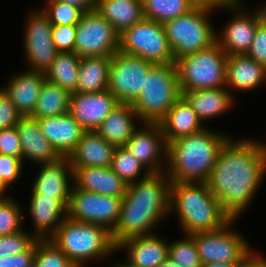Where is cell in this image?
<instances>
[{
    "label": "cell",
    "instance_id": "9",
    "mask_svg": "<svg viewBox=\"0 0 266 267\" xmlns=\"http://www.w3.org/2000/svg\"><path fill=\"white\" fill-rule=\"evenodd\" d=\"M119 51L153 64L175 63L163 24L145 18L120 34Z\"/></svg>",
    "mask_w": 266,
    "mask_h": 267
},
{
    "label": "cell",
    "instance_id": "32",
    "mask_svg": "<svg viewBox=\"0 0 266 267\" xmlns=\"http://www.w3.org/2000/svg\"><path fill=\"white\" fill-rule=\"evenodd\" d=\"M71 93L45 79L33 113L35 119L64 115L70 109Z\"/></svg>",
    "mask_w": 266,
    "mask_h": 267
},
{
    "label": "cell",
    "instance_id": "34",
    "mask_svg": "<svg viewBox=\"0 0 266 267\" xmlns=\"http://www.w3.org/2000/svg\"><path fill=\"white\" fill-rule=\"evenodd\" d=\"M143 17L166 23L189 13L196 6L190 0H142Z\"/></svg>",
    "mask_w": 266,
    "mask_h": 267
},
{
    "label": "cell",
    "instance_id": "23",
    "mask_svg": "<svg viewBox=\"0 0 266 267\" xmlns=\"http://www.w3.org/2000/svg\"><path fill=\"white\" fill-rule=\"evenodd\" d=\"M41 132L62 156L68 157L85 130L68 112L64 115L37 119Z\"/></svg>",
    "mask_w": 266,
    "mask_h": 267
},
{
    "label": "cell",
    "instance_id": "18",
    "mask_svg": "<svg viewBox=\"0 0 266 267\" xmlns=\"http://www.w3.org/2000/svg\"><path fill=\"white\" fill-rule=\"evenodd\" d=\"M29 215L33 221V236L37 240L50 239L67 217L70 198H54L43 195H31Z\"/></svg>",
    "mask_w": 266,
    "mask_h": 267
},
{
    "label": "cell",
    "instance_id": "30",
    "mask_svg": "<svg viewBox=\"0 0 266 267\" xmlns=\"http://www.w3.org/2000/svg\"><path fill=\"white\" fill-rule=\"evenodd\" d=\"M96 11L119 34L144 18L142 0H97Z\"/></svg>",
    "mask_w": 266,
    "mask_h": 267
},
{
    "label": "cell",
    "instance_id": "35",
    "mask_svg": "<svg viewBox=\"0 0 266 267\" xmlns=\"http://www.w3.org/2000/svg\"><path fill=\"white\" fill-rule=\"evenodd\" d=\"M110 167L128 185L151 173L125 147H116Z\"/></svg>",
    "mask_w": 266,
    "mask_h": 267
},
{
    "label": "cell",
    "instance_id": "26",
    "mask_svg": "<svg viewBox=\"0 0 266 267\" xmlns=\"http://www.w3.org/2000/svg\"><path fill=\"white\" fill-rule=\"evenodd\" d=\"M181 94L202 123L233 110L236 101L226 87L181 91Z\"/></svg>",
    "mask_w": 266,
    "mask_h": 267
},
{
    "label": "cell",
    "instance_id": "54",
    "mask_svg": "<svg viewBox=\"0 0 266 267\" xmlns=\"http://www.w3.org/2000/svg\"><path fill=\"white\" fill-rule=\"evenodd\" d=\"M264 5V6H263ZM262 5V10H263V13H264V16H265V19H266V2Z\"/></svg>",
    "mask_w": 266,
    "mask_h": 267
},
{
    "label": "cell",
    "instance_id": "27",
    "mask_svg": "<svg viewBox=\"0 0 266 267\" xmlns=\"http://www.w3.org/2000/svg\"><path fill=\"white\" fill-rule=\"evenodd\" d=\"M115 149L96 131H85L68 159L71 167H110Z\"/></svg>",
    "mask_w": 266,
    "mask_h": 267
},
{
    "label": "cell",
    "instance_id": "28",
    "mask_svg": "<svg viewBox=\"0 0 266 267\" xmlns=\"http://www.w3.org/2000/svg\"><path fill=\"white\" fill-rule=\"evenodd\" d=\"M137 121L141 120L132 104L120 103L103 120L96 132L114 147H125L127 141L138 129L135 123Z\"/></svg>",
    "mask_w": 266,
    "mask_h": 267
},
{
    "label": "cell",
    "instance_id": "43",
    "mask_svg": "<svg viewBox=\"0 0 266 267\" xmlns=\"http://www.w3.org/2000/svg\"><path fill=\"white\" fill-rule=\"evenodd\" d=\"M246 55L266 68V19L257 26L254 39Z\"/></svg>",
    "mask_w": 266,
    "mask_h": 267
},
{
    "label": "cell",
    "instance_id": "12",
    "mask_svg": "<svg viewBox=\"0 0 266 267\" xmlns=\"http://www.w3.org/2000/svg\"><path fill=\"white\" fill-rule=\"evenodd\" d=\"M121 202L120 197L92 193L72 185L67 216L104 226L112 232L119 220Z\"/></svg>",
    "mask_w": 266,
    "mask_h": 267
},
{
    "label": "cell",
    "instance_id": "19",
    "mask_svg": "<svg viewBox=\"0 0 266 267\" xmlns=\"http://www.w3.org/2000/svg\"><path fill=\"white\" fill-rule=\"evenodd\" d=\"M39 165H41L39 174L32 184L31 195L70 198L73 169L68 157H61L56 162Z\"/></svg>",
    "mask_w": 266,
    "mask_h": 267
},
{
    "label": "cell",
    "instance_id": "8",
    "mask_svg": "<svg viewBox=\"0 0 266 267\" xmlns=\"http://www.w3.org/2000/svg\"><path fill=\"white\" fill-rule=\"evenodd\" d=\"M227 55L215 42L175 61L181 91L226 87Z\"/></svg>",
    "mask_w": 266,
    "mask_h": 267
},
{
    "label": "cell",
    "instance_id": "6",
    "mask_svg": "<svg viewBox=\"0 0 266 267\" xmlns=\"http://www.w3.org/2000/svg\"><path fill=\"white\" fill-rule=\"evenodd\" d=\"M181 96L175 63L154 64L132 107L142 123H159Z\"/></svg>",
    "mask_w": 266,
    "mask_h": 267
},
{
    "label": "cell",
    "instance_id": "17",
    "mask_svg": "<svg viewBox=\"0 0 266 267\" xmlns=\"http://www.w3.org/2000/svg\"><path fill=\"white\" fill-rule=\"evenodd\" d=\"M120 103L107 89L97 93H71L69 113L85 131H96Z\"/></svg>",
    "mask_w": 266,
    "mask_h": 267
},
{
    "label": "cell",
    "instance_id": "44",
    "mask_svg": "<svg viewBox=\"0 0 266 267\" xmlns=\"http://www.w3.org/2000/svg\"><path fill=\"white\" fill-rule=\"evenodd\" d=\"M0 154L22 159V149L16 126L0 130Z\"/></svg>",
    "mask_w": 266,
    "mask_h": 267
},
{
    "label": "cell",
    "instance_id": "4",
    "mask_svg": "<svg viewBox=\"0 0 266 267\" xmlns=\"http://www.w3.org/2000/svg\"><path fill=\"white\" fill-rule=\"evenodd\" d=\"M169 212L177 213L186 235L218 230L232 220L205 182H171Z\"/></svg>",
    "mask_w": 266,
    "mask_h": 267
},
{
    "label": "cell",
    "instance_id": "24",
    "mask_svg": "<svg viewBox=\"0 0 266 267\" xmlns=\"http://www.w3.org/2000/svg\"><path fill=\"white\" fill-rule=\"evenodd\" d=\"M44 81V73L26 69L22 73L13 75L8 84L1 89L22 116H30L35 109Z\"/></svg>",
    "mask_w": 266,
    "mask_h": 267
},
{
    "label": "cell",
    "instance_id": "10",
    "mask_svg": "<svg viewBox=\"0 0 266 267\" xmlns=\"http://www.w3.org/2000/svg\"><path fill=\"white\" fill-rule=\"evenodd\" d=\"M236 221L237 219H232L218 230L191 234L202 264L243 262L254 250L244 236L232 230Z\"/></svg>",
    "mask_w": 266,
    "mask_h": 267
},
{
    "label": "cell",
    "instance_id": "36",
    "mask_svg": "<svg viewBox=\"0 0 266 267\" xmlns=\"http://www.w3.org/2000/svg\"><path fill=\"white\" fill-rule=\"evenodd\" d=\"M168 257L180 267H202L195 240L184 234V239L168 241Z\"/></svg>",
    "mask_w": 266,
    "mask_h": 267
},
{
    "label": "cell",
    "instance_id": "25",
    "mask_svg": "<svg viewBox=\"0 0 266 267\" xmlns=\"http://www.w3.org/2000/svg\"><path fill=\"white\" fill-rule=\"evenodd\" d=\"M266 83V68L243 55H228L226 60V88L250 92Z\"/></svg>",
    "mask_w": 266,
    "mask_h": 267
},
{
    "label": "cell",
    "instance_id": "51",
    "mask_svg": "<svg viewBox=\"0 0 266 267\" xmlns=\"http://www.w3.org/2000/svg\"><path fill=\"white\" fill-rule=\"evenodd\" d=\"M8 187L0 180V201L6 200L11 196H7L5 192H7Z\"/></svg>",
    "mask_w": 266,
    "mask_h": 267
},
{
    "label": "cell",
    "instance_id": "11",
    "mask_svg": "<svg viewBox=\"0 0 266 267\" xmlns=\"http://www.w3.org/2000/svg\"><path fill=\"white\" fill-rule=\"evenodd\" d=\"M120 34L97 11L84 13L76 25L74 52L82 57H111L119 51Z\"/></svg>",
    "mask_w": 266,
    "mask_h": 267
},
{
    "label": "cell",
    "instance_id": "29",
    "mask_svg": "<svg viewBox=\"0 0 266 267\" xmlns=\"http://www.w3.org/2000/svg\"><path fill=\"white\" fill-rule=\"evenodd\" d=\"M166 144L183 136L201 131L205 126L189 103L181 96L159 122Z\"/></svg>",
    "mask_w": 266,
    "mask_h": 267
},
{
    "label": "cell",
    "instance_id": "40",
    "mask_svg": "<svg viewBox=\"0 0 266 267\" xmlns=\"http://www.w3.org/2000/svg\"><path fill=\"white\" fill-rule=\"evenodd\" d=\"M37 239L23 229L11 235L0 236V258L27 250Z\"/></svg>",
    "mask_w": 266,
    "mask_h": 267
},
{
    "label": "cell",
    "instance_id": "3",
    "mask_svg": "<svg viewBox=\"0 0 266 267\" xmlns=\"http://www.w3.org/2000/svg\"><path fill=\"white\" fill-rule=\"evenodd\" d=\"M230 138L203 128L167 144L165 174L171 182H207L218 153Z\"/></svg>",
    "mask_w": 266,
    "mask_h": 267
},
{
    "label": "cell",
    "instance_id": "31",
    "mask_svg": "<svg viewBox=\"0 0 266 267\" xmlns=\"http://www.w3.org/2000/svg\"><path fill=\"white\" fill-rule=\"evenodd\" d=\"M111 57H82L75 92L97 93L108 89Z\"/></svg>",
    "mask_w": 266,
    "mask_h": 267
},
{
    "label": "cell",
    "instance_id": "39",
    "mask_svg": "<svg viewBox=\"0 0 266 267\" xmlns=\"http://www.w3.org/2000/svg\"><path fill=\"white\" fill-rule=\"evenodd\" d=\"M23 222L22 208L13 197L0 201V236L11 235L23 230Z\"/></svg>",
    "mask_w": 266,
    "mask_h": 267
},
{
    "label": "cell",
    "instance_id": "52",
    "mask_svg": "<svg viewBox=\"0 0 266 267\" xmlns=\"http://www.w3.org/2000/svg\"><path fill=\"white\" fill-rule=\"evenodd\" d=\"M158 267H180L175 262H173L169 257Z\"/></svg>",
    "mask_w": 266,
    "mask_h": 267
},
{
    "label": "cell",
    "instance_id": "37",
    "mask_svg": "<svg viewBox=\"0 0 266 267\" xmlns=\"http://www.w3.org/2000/svg\"><path fill=\"white\" fill-rule=\"evenodd\" d=\"M33 267H78L51 240H36Z\"/></svg>",
    "mask_w": 266,
    "mask_h": 267
},
{
    "label": "cell",
    "instance_id": "13",
    "mask_svg": "<svg viewBox=\"0 0 266 267\" xmlns=\"http://www.w3.org/2000/svg\"><path fill=\"white\" fill-rule=\"evenodd\" d=\"M153 65L140 57L116 52L111 56L108 90L119 103L133 104L144 88L145 77Z\"/></svg>",
    "mask_w": 266,
    "mask_h": 267
},
{
    "label": "cell",
    "instance_id": "5",
    "mask_svg": "<svg viewBox=\"0 0 266 267\" xmlns=\"http://www.w3.org/2000/svg\"><path fill=\"white\" fill-rule=\"evenodd\" d=\"M49 240L78 267H83L86 262L94 259L106 260L117 252L111 231L106 227L76 221L68 216Z\"/></svg>",
    "mask_w": 266,
    "mask_h": 267
},
{
    "label": "cell",
    "instance_id": "38",
    "mask_svg": "<svg viewBox=\"0 0 266 267\" xmlns=\"http://www.w3.org/2000/svg\"><path fill=\"white\" fill-rule=\"evenodd\" d=\"M42 11L49 18L52 25H77L84 12L77 7L55 0H44Z\"/></svg>",
    "mask_w": 266,
    "mask_h": 267
},
{
    "label": "cell",
    "instance_id": "45",
    "mask_svg": "<svg viewBox=\"0 0 266 267\" xmlns=\"http://www.w3.org/2000/svg\"><path fill=\"white\" fill-rule=\"evenodd\" d=\"M23 116L0 88V130L14 127Z\"/></svg>",
    "mask_w": 266,
    "mask_h": 267
},
{
    "label": "cell",
    "instance_id": "49",
    "mask_svg": "<svg viewBox=\"0 0 266 267\" xmlns=\"http://www.w3.org/2000/svg\"><path fill=\"white\" fill-rule=\"evenodd\" d=\"M254 251L248 255L240 267H266V257H262L261 254Z\"/></svg>",
    "mask_w": 266,
    "mask_h": 267
},
{
    "label": "cell",
    "instance_id": "15",
    "mask_svg": "<svg viewBox=\"0 0 266 267\" xmlns=\"http://www.w3.org/2000/svg\"><path fill=\"white\" fill-rule=\"evenodd\" d=\"M234 12L233 19H230L219 33L216 31V43L228 55L246 54L254 39L257 26L265 19L260 6L256 12H249L244 8L242 0H234L224 7ZM242 9V10H241Z\"/></svg>",
    "mask_w": 266,
    "mask_h": 267
},
{
    "label": "cell",
    "instance_id": "41",
    "mask_svg": "<svg viewBox=\"0 0 266 267\" xmlns=\"http://www.w3.org/2000/svg\"><path fill=\"white\" fill-rule=\"evenodd\" d=\"M52 40L58 52H74L76 25H53Z\"/></svg>",
    "mask_w": 266,
    "mask_h": 267
},
{
    "label": "cell",
    "instance_id": "16",
    "mask_svg": "<svg viewBox=\"0 0 266 267\" xmlns=\"http://www.w3.org/2000/svg\"><path fill=\"white\" fill-rule=\"evenodd\" d=\"M125 148L151 173L165 171L167 144L159 123H142Z\"/></svg>",
    "mask_w": 266,
    "mask_h": 267
},
{
    "label": "cell",
    "instance_id": "7",
    "mask_svg": "<svg viewBox=\"0 0 266 267\" xmlns=\"http://www.w3.org/2000/svg\"><path fill=\"white\" fill-rule=\"evenodd\" d=\"M213 9L195 7L163 24L174 60L209 48L216 42V29L209 18Z\"/></svg>",
    "mask_w": 266,
    "mask_h": 267
},
{
    "label": "cell",
    "instance_id": "42",
    "mask_svg": "<svg viewBox=\"0 0 266 267\" xmlns=\"http://www.w3.org/2000/svg\"><path fill=\"white\" fill-rule=\"evenodd\" d=\"M23 167L21 158L0 154V180L7 187L20 178Z\"/></svg>",
    "mask_w": 266,
    "mask_h": 267
},
{
    "label": "cell",
    "instance_id": "22",
    "mask_svg": "<svg viewBox=\"0 0 266 267\" xmlns=\"http://www.w3.org/2000/svg\"><path fill=\"white\" fill-rule=\"evenodd\" d=\"M73 185L92 193L123 198L128 184L111 167H72Z\"/></svg>",
    "mask_w": 266,
    "mask_h": 267
},
{
    "label": "cell",
    "instance_id": "14",
    "mask_svg": "<svg viewBox=\"0 0 266 267\" xmlns=\"http://www.w3.org/2000/svg\"><path fill=\"white\" fill-rule=\"evenodd\" d=\"M29 11L23 35L26 69L45 74L58 53L52 40L53 25L41 7Z\"/></svg>",
    "mask_w": 266,
    "mask_h": 267
},
{
    "label": "cell",
    "instance_id": "53",
    "mask_svg": "<svg viewBox=\"0 0 266 267\" xmlns=\"http://www.w3.org/2000/svg\"><path fill=\"white\" fill-rule=\"evenodd\" d=\"M112 265H113V267H133L129 263H127L126 261H124V263H123V261L122 262L119 261V262H116L115 264L113 263Z\"/></svg>",
    "mask_w": 266,
    "mask_h": 267
},
{
    "label": "cell",
    "instance_id": "48",
    "mask_svg": "<svg viewBox=\"0 0 266 267\" xmlns=\"http://www.w3.org/2000/svg\"><path fill=\"white\" fill-rule=\"evenodd\" d=\"M196 7H205L213 10L224 8L234 0H190Z\"/></svg>",
    "mask_w": 266,
    "mask_h": 267
},
{
    "label": "cell",
    "instance_id": "20",
    "mask_svg": "<svg viewBox=\"0 0 266 267\" xmlns=\"http://www.w3.org/2000/svg\"><path fill=\"white\" fill-rule=\"evenodd\" d=\"M16 129L21 142L23 162L26 159L37 165L46 164L56 162L62 157L41 132L37 119L23 116Z\"/></svg>",
    "mask_w": 266,
    "mask_h": 267
},
{
    "label": "cell",
    "instance_id": "47",
    "mask_svg": "<svg viewBox=\"0 0 266 267\" xmlns=\"http://www.w3.org/2000/svg\"><path fill=\"white\" fill-rule=\"evenodd\" d=\"M77 7L84 13L96 11L97 0H55Z\"/></svg>",
    "mask_w": 266,
    "mask_h": 267
},
{
    "label": "cell",
    "instance_id": "50",
    "mask_svg": "<svg viewBox=\"0 0 266 267\" xmlns=\"http://www.w3.org/2000/svg\"><path fill=\"white\" fill-rule=\"evenodd\" d=\"M243 262H213L202 264V267H240Z\"/></svg>",
    "mask_w": 266,
    "mask_h": 267
},
{
    "label": "cell",
    "instance_id": "33",
    "mask_svg": "<svg viewBox=\"0 0 266 267\" xmlns=\"http://www.w3.org/2000/svg\"><path fill=\"white\" fill-rule=\"evenodd\" d=\"M81 57L75 52H58L45 72V79L74 93L78 83Z\"/></svg>",
    "mask_w": 266,
    "mask_h": 267
},
{
    "label": "cell",
    "instance_id": "46",
    "mask_svg": "<svg viewBox=\"0 0 266 267\" xmlns=\"http://www.w3.org/2000/svg\"><path fill=\"white\" fill-rule=\"evenodd\" d=\"M36 241L24 252L0 258V267H33Z\"/></svg>",
    "mask_w": 266,
    "mask_h": 267
},
{
    "label": "cell",
    "instance_id": "1",
    "mask_svg": "<svg viewBox=\"0 0 266 267\" xmlns=\"http://www.w3.org/2000/svg\"><path fill=\"white\" fill-rule=\"evenodd\" d=\"M265 174V142L230 137L220 149L206 183L222 208L232 219H238L253 202Z\"/></svg>",
    "mask_w": 266,
    "mask_h": 267
},
{
    "label": "cell",
    "instance_id": "2",
    "mask_svg": "<svg viewBox=\"0 0 266 267\" xmlns=\"http://www.w3.org/2000/svg\"><path fill=\"white\" fill-rule=\"evenodd\" d=\"M170 186L171 180L165 171L150 173L128 185L118 223L111 232L116 247L130 238L155 233L154 228L170 216Z\"/></svg>",
    "mask_w": 266,
    "mask_h": 267
},
{
    "label": "cell",
    "instance_id": "21",
    "mask_svg": "<svg viewBox=\"0 0 266 267\" xmlns=\"http://www.w3.org/2000/svg\"><path fill=\"white\" fill-rule=\"evenodd\" d=\"M158 235L130 238L120 243L116 250H125L124 260L133 267H158L168 258V241Z\"/></svg>",
    "mask_w": 266,
    "mask_h": 267
}]
</instances>
